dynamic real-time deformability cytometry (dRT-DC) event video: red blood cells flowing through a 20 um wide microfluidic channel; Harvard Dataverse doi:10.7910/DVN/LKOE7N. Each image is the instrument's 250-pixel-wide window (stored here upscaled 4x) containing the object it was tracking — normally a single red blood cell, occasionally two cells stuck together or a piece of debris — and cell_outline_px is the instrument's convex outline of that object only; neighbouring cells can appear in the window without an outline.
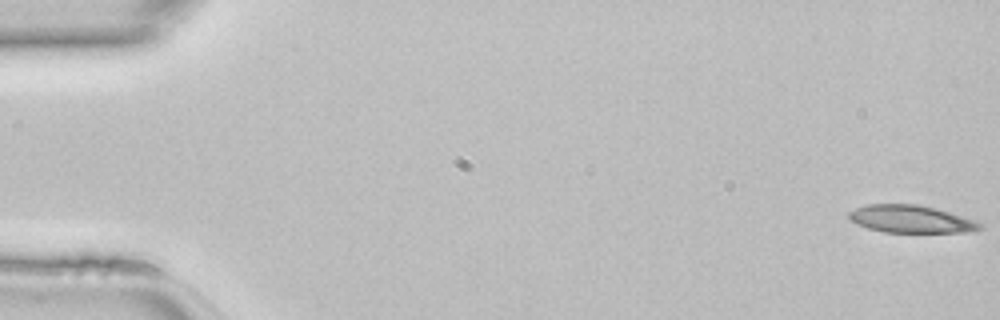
{"species": "common noctule bat (a hibernating species)", "species_latin": "Nyctalus noctula", "temperature_condition": "room temperature", "stored_images_in_passage": 47, "camera_frame_rate_fps": 3000, "um_per_image_px": 0.085, "animal": {"sex": "female", "body_mass_g": 22.7, "forearm_length_mm": 54.2}, "frame": {"image": 1, "passage_image": 1, "time_ms": 0.0, "image_size_px": [1000, 320], "cell_outline_px": [[984, 228], [972, 232], [884, 232], [868, 228], [856, 224], [848, 220], [848, 212], [856, 208], [868, 204], [916, 204], [936, 208], [984, 224]], "centroid_in_image_um": [77.4, 18.62], "position_along_channel_um": 7.6, "area_um2": 21.04}}
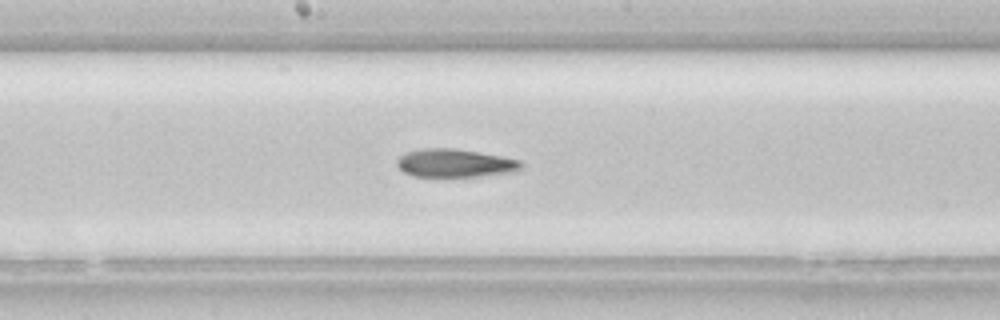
{"frame": {"image": 2, "passage_image": 25, "time_ms": 8.0, "image_size_px": [1000, 320], "cell_outline_px": [[524, 168], [512, 172], [480, 176], [412, 176], [404, 172], [396, 164], [396, 160], [404, 152], [420, 148], [456, 148], [500, 156], [520, 160], [524, 164]], "centroid_in_image_um": [38.66, 13.85], "position_along_channel_um": 209.5, "area_um2": 20.52}}
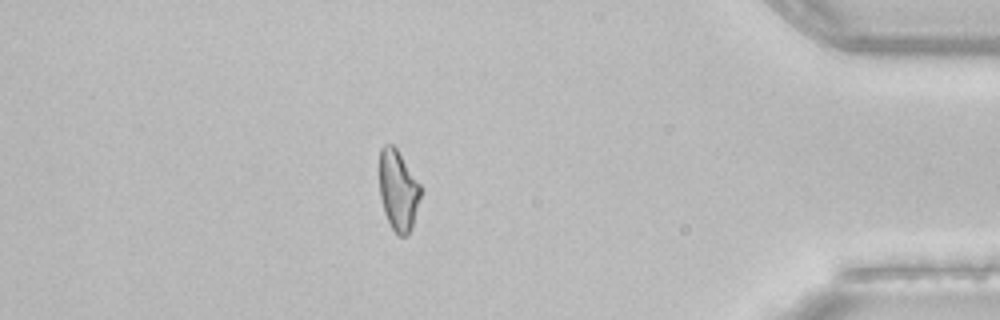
{"frame": {"image": 3, "passage_image": 41, "time_ms": 13.333, "image_size_px": [1000, 320], "cell_outline_px": [[424, 188], [412, 228], [404, 236], [396, 236], [384, 212], [380, 196], [380, 148], [384, 144], [392, 144], [396, 148]], "centroid_in_image_um": [33.88, 16.18], "position_along_channel_um": 401.3, "area_um2": 19.65}}